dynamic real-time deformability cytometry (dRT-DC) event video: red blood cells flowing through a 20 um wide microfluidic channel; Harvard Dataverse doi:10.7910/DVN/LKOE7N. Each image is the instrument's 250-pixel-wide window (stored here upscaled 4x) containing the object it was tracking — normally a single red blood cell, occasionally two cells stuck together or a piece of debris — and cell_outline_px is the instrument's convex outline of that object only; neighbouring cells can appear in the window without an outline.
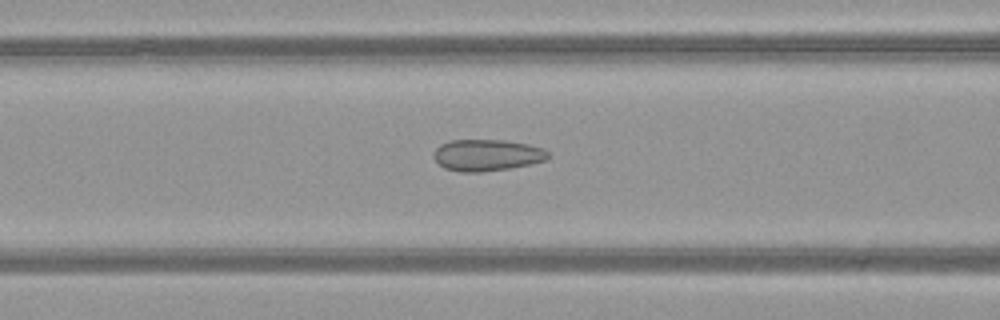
{"species": "common noctule bat (a hibernating species)", "species_latin": "Nyctalus noctula", "temperature_condition": "warm", "stored_images_in_passage": 41, "camera_frame_rate_fps": 3000, "um_per_image_px": 0.085, "animal": {"sex": "female", "body_mass_g": 21.9}, "frame": {"image": 1, "passage_image": 21, "time_ms": 6.667, "image_size_px": [1000, 320], "cell_outline_px": [[548, 156], [544, 160], [532, 164], [512, 168], [480, 172], [460, 172], [444, 168], [432, 156], [432, 152], [440, 144], [448, 140], [504, 140], [528, 144], [544, 148], [548, 152]], "centroid_in_image_um": [41.36, 13.18], "position_along_channel_um": 125.2, "area_um2": 21.21}}
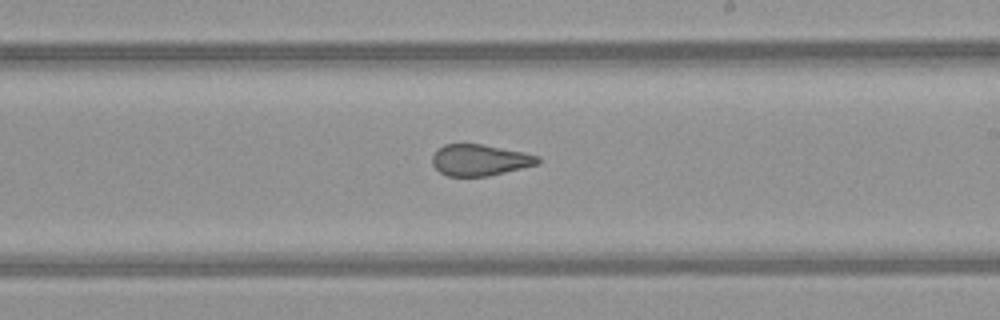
{"frame": {"image": 2, "passage_image": 30, "time_ms": 9.667, "image_size_px": [1000, 320], "cell_outline_px": [[540, 164], [488, 176], [448, 176], [440, 172], [432, 164], [432, 156], [436, 148], [444, 144], [480, 144], [524, 152], [540, 156]], "centroid_in_image_um": [40.78, 13.6], "position_along_channel_um": 248.2, "area_um2": 19.36}}
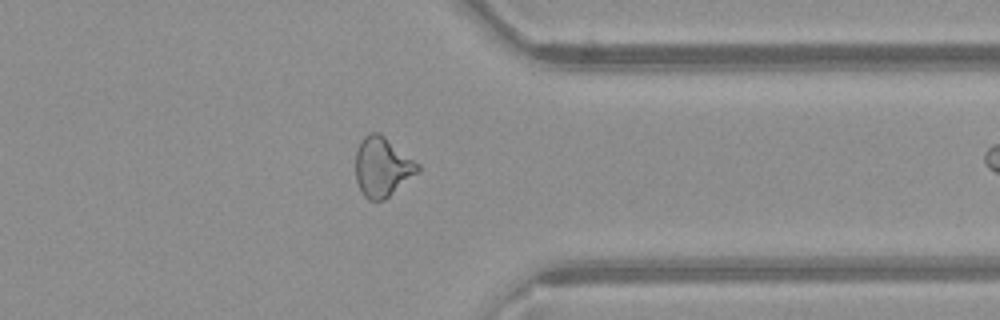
{"frame": {"image": 3, "passage_image": 40, "time_ms": 13.0, "image_size_px": [1000, 320], "cell_outline_px": [[420, 172], [384, 200], [368, 200], [364, 196], [356, 180], [356, 152], [360, 140], [368, 132], [380, 132], [420, 164]], "centroid_in_image_um": [32.51, 14.17], "position_along_channel_um": 378.9, "area_um2": 21.79}}